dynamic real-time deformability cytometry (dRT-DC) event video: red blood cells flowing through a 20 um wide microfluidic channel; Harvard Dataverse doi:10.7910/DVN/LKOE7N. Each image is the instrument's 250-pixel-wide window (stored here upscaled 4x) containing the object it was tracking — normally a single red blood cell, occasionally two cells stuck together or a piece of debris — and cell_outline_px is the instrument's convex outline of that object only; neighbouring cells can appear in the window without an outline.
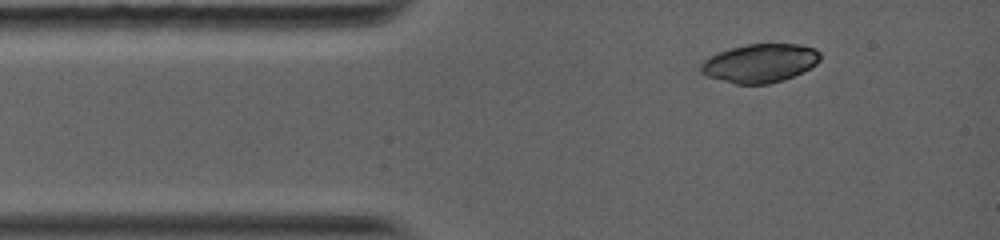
{"species": "common noctule bat (a hibernating species)", "species_latin": "Nyctalus noctula", "temperature_condition": "warm", "stored_images_in_passage": 23, "camera_frame_rate_fps": 5000, "um_per_image_px": 0.085, "animal": {"sex": "female", "body_mass_g": 19.0, "forearm_length_mm": 56.7}, "frame": {"image": 1, "passage_image": 1, "time_ms": 0.0, "image_size_px": [1000, 240], "cell_outline_px": [[820, 60], [816, 64], [784, 80], [768, 84], [736, 84], [708, 76], [700, 72], [700, 64], [704, 60], [720, 52], [732, 48], [748, 44], [800, 44], [816, 48], [820, 52]], "centroid_in_image_um": [64.61, 5.36], "position_along_channel_um": 20.4, "area_um2": 26.59}}
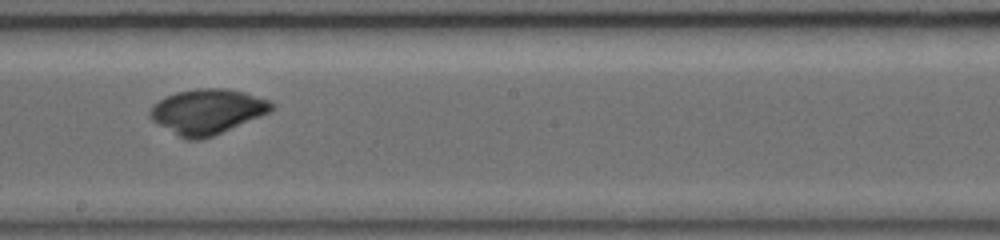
{"frame": {"image": 2, "passage_image": 14, "time_ms": 6.0, "image_size_px": [1000, 240], "cell_outline_px": [[276, 104], [268, 112], [260, 116], [212, 136], [200, 140], [184, 140], [152, 120], [148, 116], [148, 112], [152, 104], [164, 96], [176, 92], [196, 88], [224, 88], [244, 92], [268, 100]], "centroid_in_image_um": [17.55, 9.47], "position_along_channel_um": 230.6, "area_um2": 31.85}}
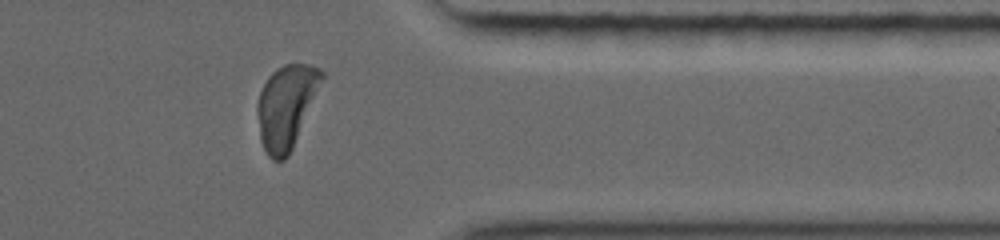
{"frame": {"image": 3, "passage_image": 23, "time_ms": 10.0, "image_size_px": [1000, 240], "cell_outline_px": [[324, 80], [292, 148], [288, 156], [284, 160], [272, 160], [268, 156], [260, 140], [256, 112], [256, 104], [260, 92], [268, 76], [276, 68], [284, 64], [312, 64], [320, 68], [324, 72]], "centroid_in_image_um": [24.33, 9.03], "position_along_channel_um": 387.1, "area_um2": 31.5}}